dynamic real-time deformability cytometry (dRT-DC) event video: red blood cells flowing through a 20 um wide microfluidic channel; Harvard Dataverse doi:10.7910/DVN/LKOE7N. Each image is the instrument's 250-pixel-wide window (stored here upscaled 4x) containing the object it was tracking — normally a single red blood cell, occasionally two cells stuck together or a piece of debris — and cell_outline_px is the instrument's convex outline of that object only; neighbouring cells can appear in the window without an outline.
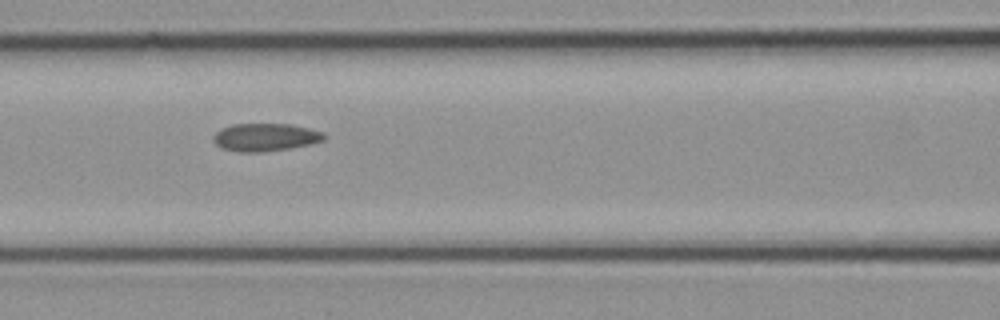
{"species": "common noctule bat (a hibernating species)", "species_latin": "Nyctalus noctula", "temperature_condition": "cold", "stored_images_in_passage": 5, "camera_frame_rate_fps": 3000, "um_per_image_px": 0.085, "animal": {"sex": "female", "body_mass_g": 21.9}, "frame": {"image": 1, "passage_image": 5, "time_ms": 1.333, "image_size_px": [1000, 320], "cell_outline_px": [[328, 136], [324, 140], [292, 148], [260, 152], [240, 152], [220, 148], [212, 140], [212, 136], [216, 132], [232, 124], [292, 124], [324, 132]], "centroid_in_image_um": [22.56, 11.66], "position_along_channel_um": 144.0, "area_um2": 18.03}}